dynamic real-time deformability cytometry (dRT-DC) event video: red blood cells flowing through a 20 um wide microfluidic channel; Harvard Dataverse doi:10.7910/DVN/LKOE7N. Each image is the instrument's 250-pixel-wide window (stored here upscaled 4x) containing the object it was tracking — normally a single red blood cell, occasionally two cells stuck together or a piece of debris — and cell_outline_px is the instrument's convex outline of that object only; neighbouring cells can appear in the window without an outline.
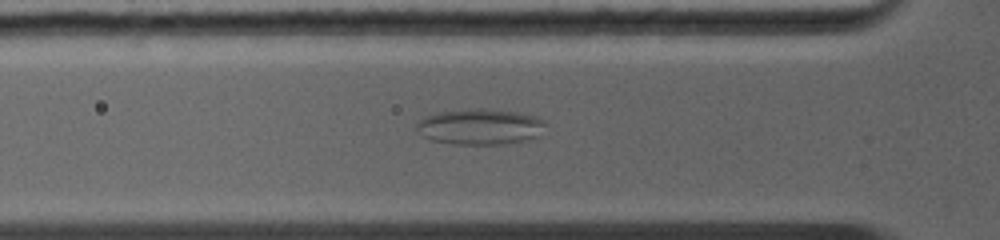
{"species": "common noctule bat (a hibernating species)", "species_latin": "Nyctalus noctula", "temperature_condition": "warm", "stored_images_in_passage": 29, "camera_frame_rate_fps": 5000, "um_per_image_px": 0.085, "animal": {"sex": "female", "body_mass_g": 19.0, "forearm_length_mm": 56.7}, "frame": {"image": 1, "passage_image": 4, "time_ms": 2.2, "image_size_px": [1000, 240], "cell_outline_px": [[544, 124], [536, 136], [528, 140], [500, 144], [456, 144], [432, 140], [424, 136], [416, 128], [416, 124], [424, 116], [440, 112], [468, 108], [484, 108], [516, 112], [536, 116], [544, 120]], "centroid_in_image_um": [40.77, 10.75], "position_along_channel_um": 85.0, "area_um2": 26.65}}
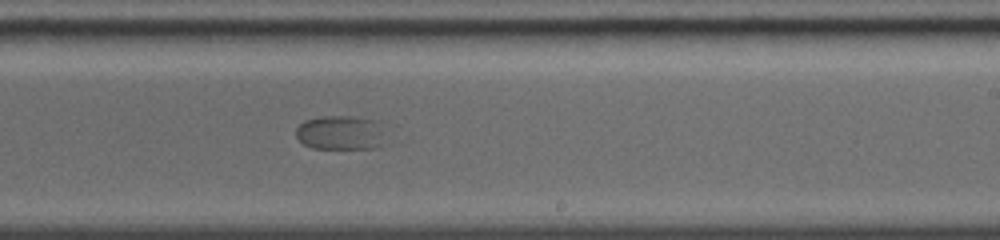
{"frame": {"image": 2, "passage_image": 15, "time_ms": 6.2, "image_size_px": [1000, 240], "cell_outline_px": [[380, 144], [376, 148], [312, 148], [304, 144], [296, 136], [296, 128], [304, 120], [324, 116], [352, 116], [380, 120]], "centroid_in_image_um": [28.88, 11.26], "position_along_channel_um": 260.1, "area_um2": 17.63}}
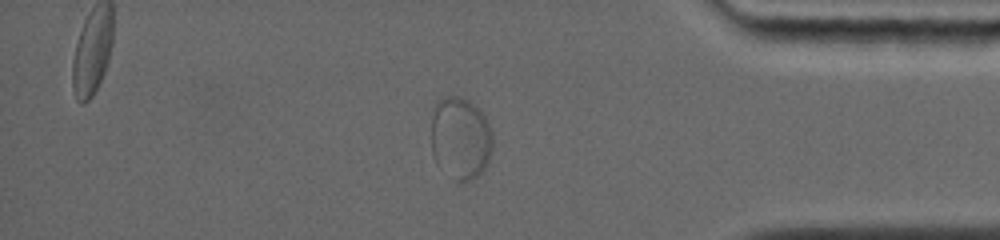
{"frame": {"image": 3, "passage_image": 25, "time_ms": 9.8, "image_size_px": [1000, 240], "cell_outline_px": [[492, 148], [488, 160], [484, 168], [476, 176], [468, 180], [456, 180], [436, 164], [432, 156], [432, 116], [436, 104], [440, 100], [448, 96], [456, 96], [468, 100], [484, 112], [492, 136]], "centroid_in_image_um": [39.13, 11.73], "position_along_channel_um": 396.1, "area_um2": 29.25}}